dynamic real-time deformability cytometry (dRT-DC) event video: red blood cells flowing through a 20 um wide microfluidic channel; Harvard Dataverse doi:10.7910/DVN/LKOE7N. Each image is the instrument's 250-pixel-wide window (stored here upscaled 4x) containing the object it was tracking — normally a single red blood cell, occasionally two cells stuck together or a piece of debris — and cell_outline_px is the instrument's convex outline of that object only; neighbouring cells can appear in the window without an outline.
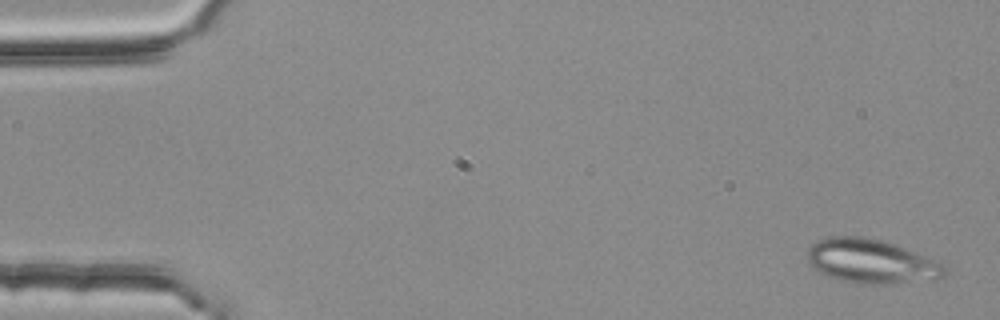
{"species": "common noctule bat (a hibernating species)", "species_latin": "Nyctalus noctula", "temperature_condition": "room temperature", "stored_images_in_passage": 3, "camera_frame_rate_fps": 3000, "um_per_image_px": 0.085, "animal": {"sex": "female", "body_mass_g": 25.1}, "frame": {"image": 1, "passage_image": 1, "time_ms": 0.0, "image_size_px": [1000, 320], "cell_outline_px": [[948, 272], [944, 276], [936, 280], [888, 284], [860, 284], [840, 280], [820, 272], [808, 264], [808, 252], [812, 244], [820, 240], [832, 236], [864, 236], [884, 240], [896, 244], [916, 252], [940, 264]], "centroid_in_image_um": [74.07, 22.22], "position_along_channel_um": 10.9, "area_um2": 35.32}}